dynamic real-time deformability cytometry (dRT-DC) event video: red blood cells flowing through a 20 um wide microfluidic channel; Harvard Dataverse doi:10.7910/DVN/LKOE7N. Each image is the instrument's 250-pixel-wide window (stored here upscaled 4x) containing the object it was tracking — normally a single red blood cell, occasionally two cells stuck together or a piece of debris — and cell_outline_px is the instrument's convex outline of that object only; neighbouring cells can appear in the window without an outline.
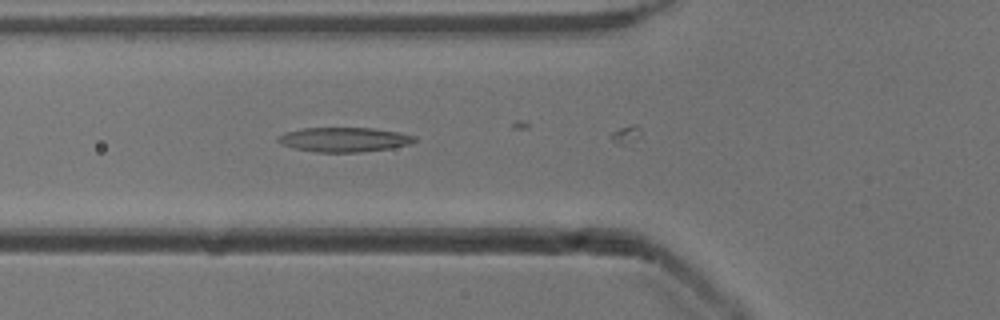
{"species": "common noctule bat (a hibernating species)", "species_latin": "Nyctalus noctula", "temperature_condition": "cold", "stored_images_in_passage": 7, "camera_frame_rate_fps": 3000, "um_per_image_px": 0.085, "animal": {"sex": "male", "body_mass_g": 13.3}, "frame": {"image": 1, "passage_image": 4, "time_ms": 1.0, "image_size_px": [1000, 320], "cell_outline_px": [[416, 140], [412, 144], [392, 148], [360, 152], [316, 152], [296, 148], [280, 144], [276, 140], [276, 136], [284, 132], [304, 128], [372, 128], [400, 132], [416, 136]], "centroid_in_image_um": [29.26, 11.86], "position_along_channel_um": 96.5, "area_um2": 19.65}}